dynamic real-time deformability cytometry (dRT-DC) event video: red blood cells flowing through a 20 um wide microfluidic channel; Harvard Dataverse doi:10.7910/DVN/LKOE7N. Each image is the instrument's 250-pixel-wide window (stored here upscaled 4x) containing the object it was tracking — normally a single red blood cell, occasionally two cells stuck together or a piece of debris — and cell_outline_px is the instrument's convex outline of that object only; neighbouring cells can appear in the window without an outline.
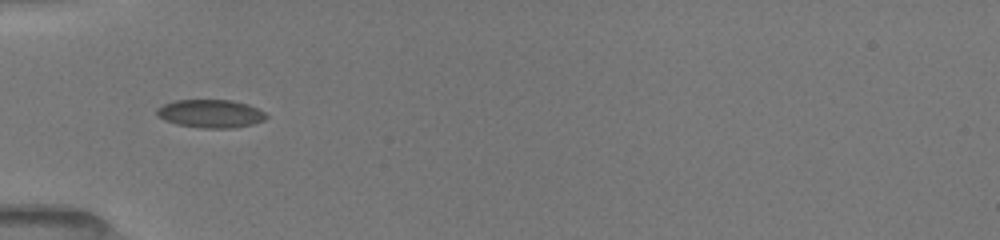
{"species": "common noctule bat (a hibernating species)", "species_latin": "Nyctalus noctula", "temperature_condition": "room temperature", "stored_images_in_passage": 33, "camera_frame_rate_fps": 3000, "um_per_image_px": 0.085, "animal": {"sex": "female", "body_mass_g": 19.5, "forearm_length_mm": 54.1}, "frame": {"image": 1, "passage_image": 17, "time_ms": 5.667, "image_size_px": [1000, 240], "cell_outline_px": [[268, 116], [264, 120], [252, 124], [232, 128], [204, 128], [176, 124], [164, 120], [156, 116], [156, 108], [164, 104], [176, 100], [232, 100], [248, 104], [264, 112]], "centroid_in_image_um": [17.87, 9.66], "position_along_channel_um": 67.1, "area_um2": 17.98}}
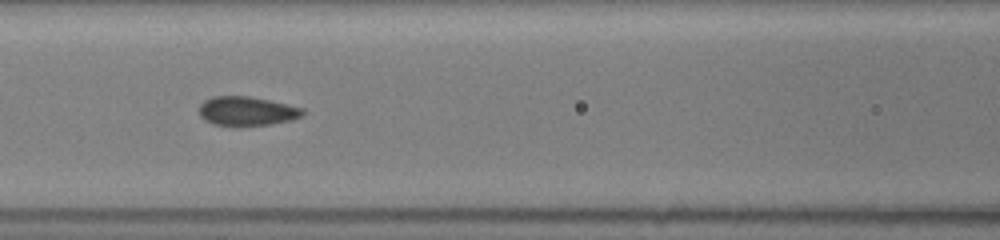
{"frame": {"image": 2, "passage_image": 24, "time_ms": 7.667, "image_size_px": [1000, 240], "cell_outline_px": [[304, 116], [292, 120], [272, 124], [236, 128], [216, 124], [204, 120], [200, 116], [200, 104], [204, 100], [212, 96], [248, 96], [268, 100], [304, 108]], "centroid_in_image_um": [20.99, 9.47], "position_along_channel_um": 145.6, "area_um2": 18.03}}
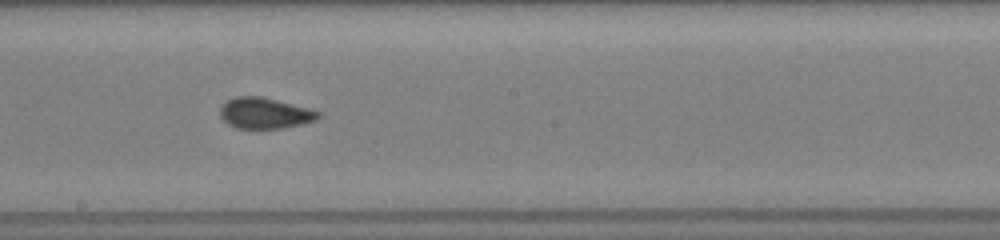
{"frame": {"image": 3, "passage_image": 29, "time_ms": 9.667, "image_size_px": [1000, 240], "cell_outline_px": [[320, 116], [316, 120], [284, 128], [236, 128], [228, 124], [220, 116], [220, 104], [236, 96], [260, 96], [308, 108], [320, 112]], "centroid_in_image_um": [22.47, 9.61], "position_along_channel_um": 225.7, "area_um2": 17.57}}